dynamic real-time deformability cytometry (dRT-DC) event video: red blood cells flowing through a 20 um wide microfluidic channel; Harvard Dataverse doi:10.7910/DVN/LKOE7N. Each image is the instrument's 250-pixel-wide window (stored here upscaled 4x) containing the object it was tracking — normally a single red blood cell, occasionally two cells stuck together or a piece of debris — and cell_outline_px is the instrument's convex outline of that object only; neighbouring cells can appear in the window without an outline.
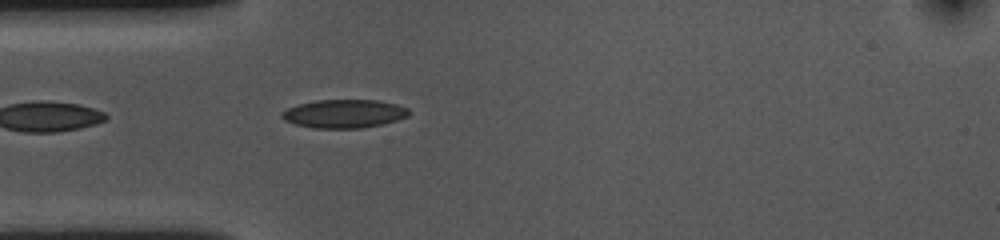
{"species": "common noctule bat (a hibernating species)", "species_latin": "Nyctalus noctula", "temperature_condition": "cold", "stored_images_in_passage": 11, "camera_frame_rate_fps": 3000, "um_per_image_px": 0.085, "animal": {"sex": "female", "body_mass_g": 10.0, "forearm_length_mm": 53.1}, "frame": {"image": 1, "passage_image": 1, "time_ms": 0.0, "image_size_px": [1000, 240], "cell_outline_px": [[408, 116], [384, 124], [360, 128], [312, 128], [296, 124], [284, 120], [280, 116], [280, 112], [296, 104], [316, 100], [380, 100], [396, 104], [408, 108]], "centroid_in_image_um": [29.22, 9.66], "position_along_channel_um": 55.8, "area_um2": 21.15}}
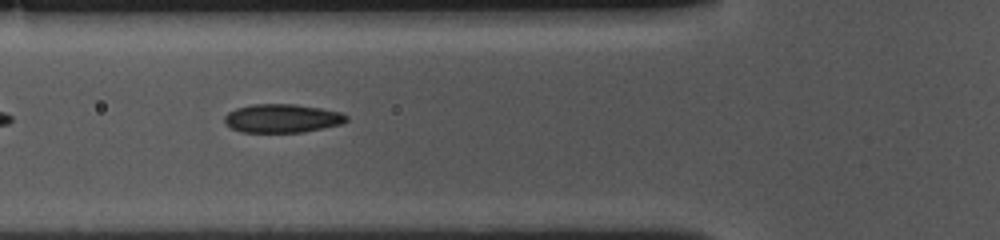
{"frame": {"image": 2, "passage_image": 5, "time_ms": 1.333, "image_size_px": [1000, 240], "cell_outline_px": [[348, 120], [340, 124], [324, 128], [304, 132], [240, 132], [224, 124], [224, 116], [228, 112], [236, 108], [252, 104], [296, 104], [320, 108], [340, 112], [348, 116]], "centroid_in_image_um": [23.96, 10.06], "position_along_channel_um": 101.8, "area_um2": 20.4}}